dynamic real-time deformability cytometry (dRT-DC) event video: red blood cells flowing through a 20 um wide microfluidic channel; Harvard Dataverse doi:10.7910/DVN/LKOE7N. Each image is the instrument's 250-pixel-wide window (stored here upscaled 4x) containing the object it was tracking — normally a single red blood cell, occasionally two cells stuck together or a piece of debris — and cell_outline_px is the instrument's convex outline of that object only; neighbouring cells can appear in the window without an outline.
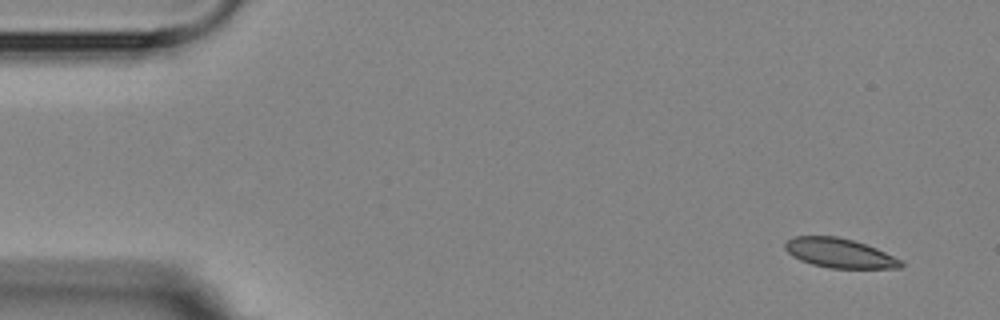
{"species": "Egyptian fruit bat (a non-hibernating species)", "species_latin": "Rousettus aegyptiacus", "temperature_condition": "room temperature", "stored_images_in_passage": 4, "camera_frame_rate_fps": 3000, "um_per_image_px": 0.085, "animal": {"sex": "female"}, "frame": {"image": 1, "passage_image": 1, "time_ms": 0.0, "image_size_px": [1000, 320], "cell_outline_px": [[904, 264], [900, 268], [832, 268], [812, 264], [800, 260], [792, 256], [784, 248], [784, 244], [792, 236], [836, 236], [852, 240], [876, 248], [904, 260]], "centroid_in_image_um": [71.37, 21.51], "position_along_channel_um": 13.6, "area_um2": 19.88}}
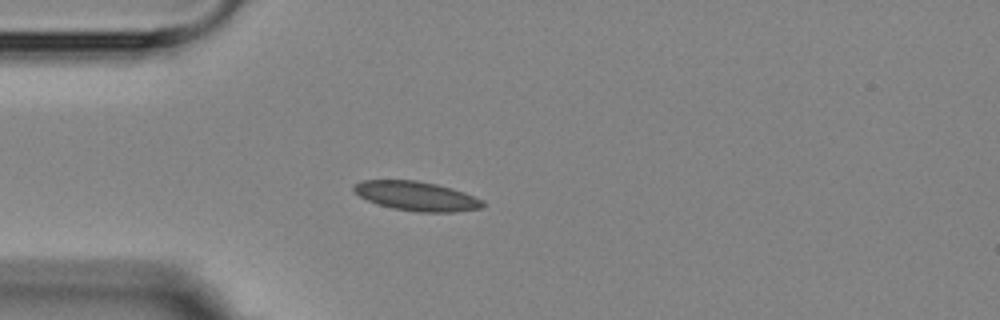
{"frame": {"image": 2, "passage_image": 4, "time_ms": 3.667, "image_size_px": [1000, 320], "cell_outline_px": [[484, 204], [480, 208], [456, 212], [416, 212], [392, 208], [368, 200], [360, 196], [352, 188], [356, 184], [364, 180], [416, 180], [436, 184], [452, 188], [464, 192], [484, 200]], "centroid_in_image_um": [35.44, 16.67], "position_along_channel_um": 49.6, "area_um2": 21.85}}